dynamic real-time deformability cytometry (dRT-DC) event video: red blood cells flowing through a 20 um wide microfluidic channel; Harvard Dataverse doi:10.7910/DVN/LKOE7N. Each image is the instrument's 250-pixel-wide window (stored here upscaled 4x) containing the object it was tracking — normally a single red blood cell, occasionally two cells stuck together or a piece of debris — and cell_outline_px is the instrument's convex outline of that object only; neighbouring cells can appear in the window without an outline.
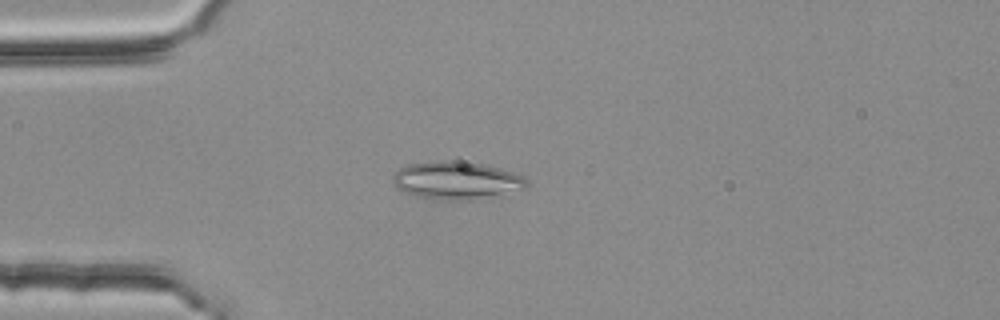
{"species": "common noctule bat (a hibernating species)", "species_latin": "Nyctalus noctula", "temperature_condition": "room temperature", "stored_images_in_passage": 2, "camera_frame_rate_fps": 3000, "um_per_image_px": 0.085, "animal": {"sex": "female", "body_mass_g": 25.1}, "frame": {"image": 1, "passage_image": 2, "time_ms": 0.333, "image_size_px": [1000, 320], "cell_outline_px": [[528, 188], [456, 200], [444, 200], [416, 196], [404, 192], [392, 180], [392, 176], [400, 168], [408, 164], [436, 160], [448, 160], [480, 164], [500, 168], [516, 172], [524, 176], [528, 180]], "centroid_in_image_um": [38.78, 15.29], "position_along_channel_um": 46.2, "area_um2": 28.78}}